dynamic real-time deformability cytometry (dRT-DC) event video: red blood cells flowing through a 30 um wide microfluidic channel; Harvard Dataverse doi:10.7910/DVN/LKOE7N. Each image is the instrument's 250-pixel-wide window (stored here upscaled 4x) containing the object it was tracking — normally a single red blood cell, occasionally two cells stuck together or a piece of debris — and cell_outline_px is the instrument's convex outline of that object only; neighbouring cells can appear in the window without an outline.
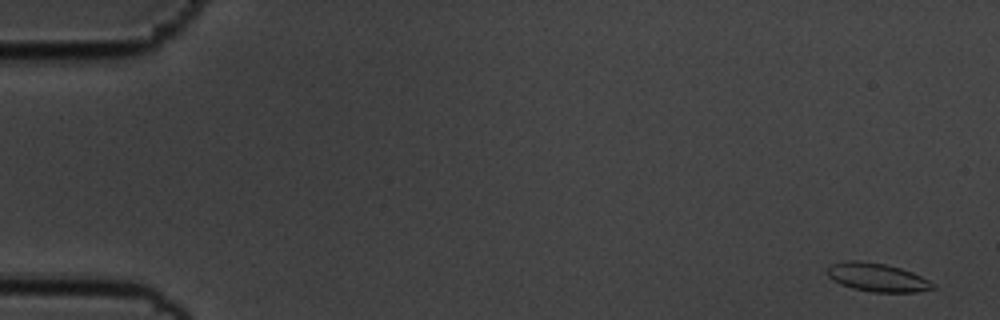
{"species": "common noctule bat (a hibernating species)", "species_latin": "Nyctalus noctula", "temperature_condition": "cold", "stored_images_in_passage": 57, "camera_frame_rate_fps": 3000, "um_per_image_px": 0.085, "animal": {"sex": "male", "body_mass_g": 19.5, "forearm_length_mm": 54.6}, "frame": {"image": 1, "passage_image": 2, "time_ms": 0.333, "image_size_px": [1000, 320], "cell_outline_px": [[936, 288], [916, 292], [872, 292], [852, 288], [840, 284], [832, 280], [824, 272], [832, 264], [848, 260], [860, 260], [884, 264], [900, 268], [912, 272], [936, 284]], "centroid_in_image_um": [74.54, 23.58], "position_along_channel_um": 10.5, "area_um2": 17.57}}
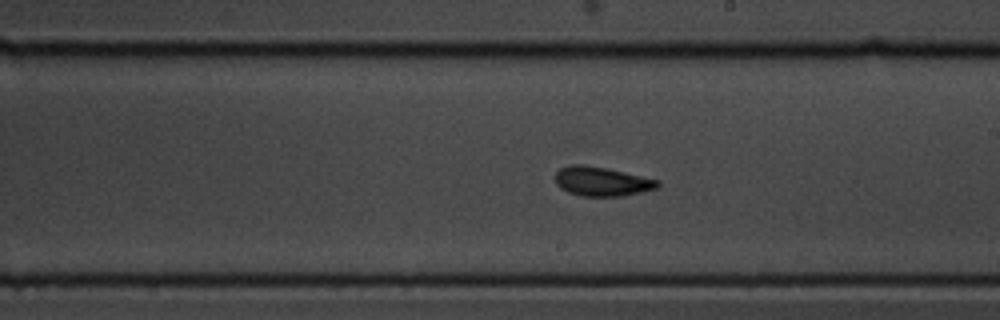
{"frame": {"image": 2, "passage_image": 33, "time_ms": 10.667, "image_size_px": [1000, 320], "cell_outline_px": [[660, 188], [624, 196], [580, 196], [568, 192], [560, 188], [556, 184], [552, 176], [560, 168], [572, 164], [584, 164], [608, 168], [660, 180]], "centroid_in_image_um": [51.14, 15.42], "position_along_channel_um": 237.9, "area_um2": 17.92}}
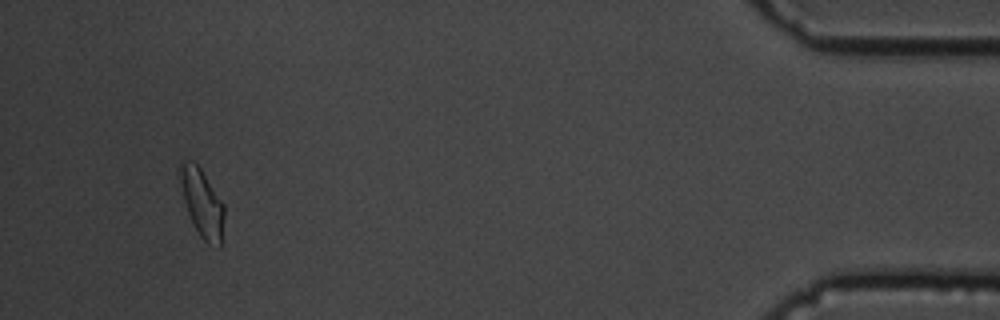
{"frame": {"image": 3, "passage_image": 54, "time_ms": 17.667, "image_size_px": [1000, 320], "cell_outline_px": [[224, 216], [220, 248], [208, 244], [200, 236], [188, 212], [184, 200], [176, 172], [176, 168], [180, 160], [192, 160], [200, 168], [224, 204]], "centroid_in_image_um": [17.13, 17.18], "position_along_channel_um": 418.1, "area_um2": 17.69}, "authors_computed_cell_mechanics": {"area_um2": 16.9932, "velocity_mm_per_s": 3.5264, "shape_relaxation_time_tau1_ms": 2.8314, "shape_relaxation_time_tau2_ms": 1.6837, "deformation_change_tau1": 0.0895, "deformation_change_tau2": 0.0459}}